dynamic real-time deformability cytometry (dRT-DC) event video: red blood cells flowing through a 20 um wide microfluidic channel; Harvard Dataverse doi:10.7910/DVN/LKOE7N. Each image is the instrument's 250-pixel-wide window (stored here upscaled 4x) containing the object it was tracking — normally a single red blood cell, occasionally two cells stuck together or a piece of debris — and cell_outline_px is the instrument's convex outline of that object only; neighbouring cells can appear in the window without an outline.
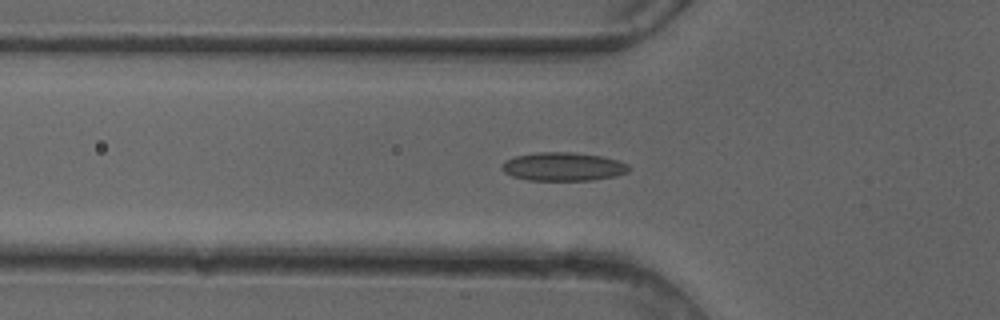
{"species": "common noctule bat (a hibernating species)", "species_latin": "Nyctalus noctula", "temperature_condition": "cold", "stored_images_in_passage": 44, "camera_frame_rate_fps": 3000, "um_per_image_px": 0.085, "animal": {"sex": "female"}, "frame": {"image": 1, "passage_image": 16, "time_ms": 5.0, "image_size_px": [1000, 320], "cell_outline_px": [[632, 168], [628, 172], [616, 176], [592, 180], [528, 180], [512, 176], [504, 172], [504, 160], [516, 156], [536, 152], [572, 152], [600, 156], [616, 160], [628, 164]], "centroid_in_image_um": [47.9, 14.16], "position_along_channel_um": 77.9, "area_um2": 20.98}}
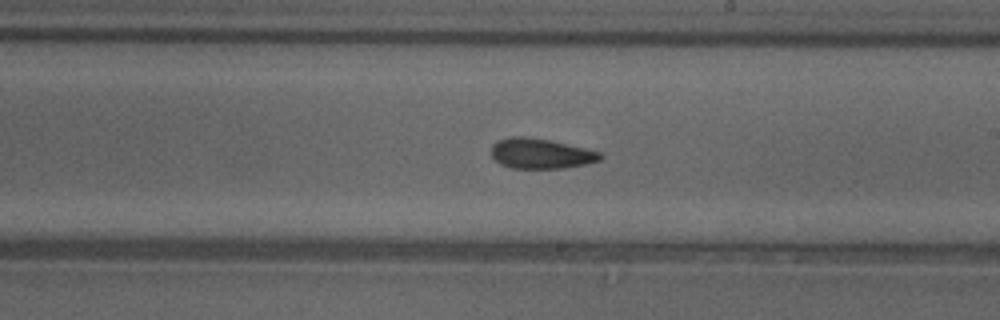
{"frame": {"image": 2, "passage_image": 28, "time_ms": 9.0, "image_size_px": [1000, 320], "cell_outline_px": [[604, 156], [600, 160], [584, 164], [564, 168], [512, 168], [500, 164], [492, 156], [492, 144], [496, 140], [512, 136], [524, 136], [548, 140], [584, 148], [600, 152]], "centroid_in_image_um": [45.94, 13.05], "position_along_channel_um": 243.1, "area_um2": 19.02}}
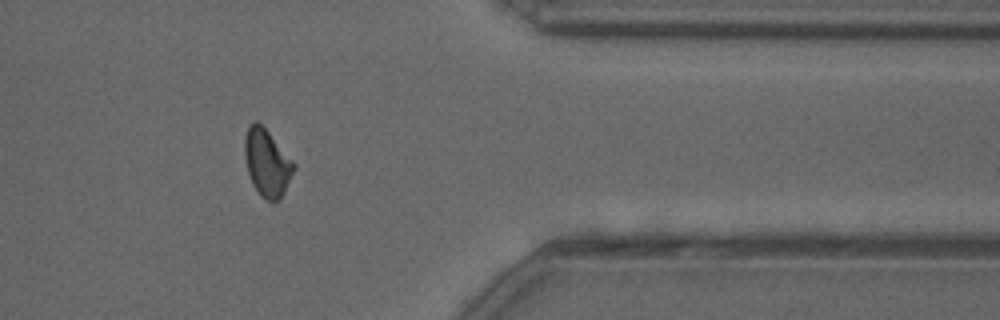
{"frame": {"image": 3, "passage_image": 40, "time_ms": 13.0, "image_size_px": [1000, 320], "cell_outline_px": [[296, 168], [280, 200], [264, 200], [260, 196], [252, 184], [248, 172], [244, 156], [244, 140], [248, 128], [256, 120], [268, 132], [296, 164]], "centroid_in_image_um": [22.7, 13.88], "position_along_channel_um": 388.7, "area_um2": 19.07}, "authors_computed_cell_mechanics": {"area_um2": 19.4786, "velocity_mm_per_s": 4.0994, "shape_relaxation_time_tau1_ms": null, "shape_relaxation_time_tau2_ms": 4.6262, "deformation_change_tau1": null, "deformation_change_tau2": 0.1006}}